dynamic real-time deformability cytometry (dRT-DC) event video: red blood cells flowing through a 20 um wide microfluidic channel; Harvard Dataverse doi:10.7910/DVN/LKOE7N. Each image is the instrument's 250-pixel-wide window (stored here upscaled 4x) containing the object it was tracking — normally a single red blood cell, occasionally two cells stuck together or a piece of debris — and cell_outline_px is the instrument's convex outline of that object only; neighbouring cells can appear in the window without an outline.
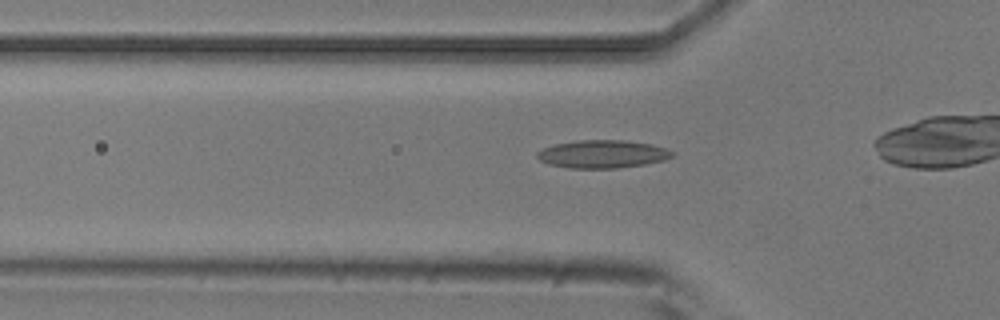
{"species": "common noctule bat (a hibernating species)", "species_latin": "Nyctalus noctula", "temperature_condition": "room temperature", "stored_images_in_passage": 6, "camera_frame_rate_fps": 3000, "um_per_image_px": 0.085, "animal": {"sex": "male", "body_mass_g": 20.5, "forearm_length_mm": 52.5}, "frame": {"image": 1, "passage_image": 4, "time_ms": 1.0, "image_size_px": [1000, 320], "cell_outline_px": [[676, 152], [672, 156], [664, 160], [644, 164], [616, 168], [568, 168], [548, 164], [540, 160], [536, 156], [536, 152], [544, 148], [556, 144], [576, 140], [624, 140], [652, 144]], "centroid_in_image_um": [51.2, 13.09], "position_along_channel_um": 74.6, "area_um2": 21.96}}